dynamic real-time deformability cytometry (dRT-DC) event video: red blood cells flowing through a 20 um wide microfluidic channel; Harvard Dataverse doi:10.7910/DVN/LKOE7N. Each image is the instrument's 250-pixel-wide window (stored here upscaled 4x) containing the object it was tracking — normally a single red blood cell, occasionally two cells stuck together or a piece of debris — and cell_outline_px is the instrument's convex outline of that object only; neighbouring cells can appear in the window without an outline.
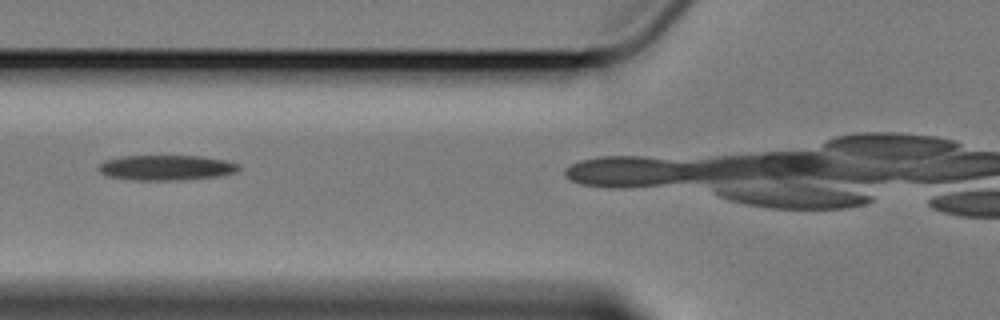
{"species": "Egyptian fruit bat (a non-hibernating species)", "species_latin": "Rousettus aegyptiacus", "temperature_condition": "cold", "stored_images_in_passage": 4, "camera_frame_rate_fps": 3000, "um_per_image_px": 0.085, "animal": {"sex": "female"}, "frame": {"image": 1, "passage_image": 3, "time_ms": 2.667, "image_size_px": [1000, 320], "cell_outline_px": [[240, 168], [236, 172], [220, 176], [180, 180], [132, 180], [104, 176], [96, 168], [104, 160], [120, 156], [200, 156], [224, 160], [240, 164]], "centroid_in_image_um": [14.09, 14.25], "position_along_channel_um": 111.7, "area_um2": 20.81}}